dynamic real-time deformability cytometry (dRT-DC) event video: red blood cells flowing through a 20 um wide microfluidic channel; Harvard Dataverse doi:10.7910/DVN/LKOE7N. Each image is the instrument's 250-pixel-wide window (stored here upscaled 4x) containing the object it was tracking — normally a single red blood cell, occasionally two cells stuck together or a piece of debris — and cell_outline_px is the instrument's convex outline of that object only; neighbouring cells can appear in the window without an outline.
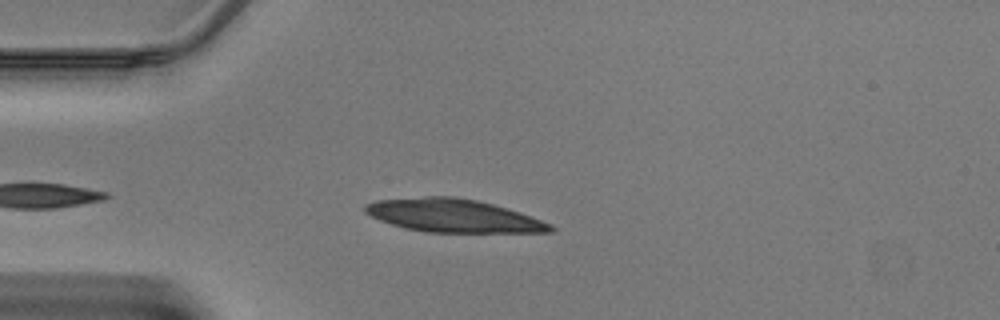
{"species": "Egyptian fruit bat (a non-hibernating species)", "species_latin": "Rousettus aegyptiacus", "temperature_condition": "warm", "stored_images_in_passage": 36, "camera_frame_rate_fps": 3000, "um_per_image_px": 0.085, "animal": {"sex": "male"}, "frame": {"image": 1, "passage_image": 5, "time_ms": 1.333, "image_size_px": [1000, 320], "cell_outline_px": [[556, 228], [552, 232], [428, 232], [404, 228], [380, 220], [364, 212], [364, 204], [376, 200], [424, 196], [456, 196], [476, 200], [492, 204], [520, 212], [552, 224]], "centroid_in_image_um": [38.52, 18.32], "position_along_channel_um": 46.5, "area_um2": 35.72}}
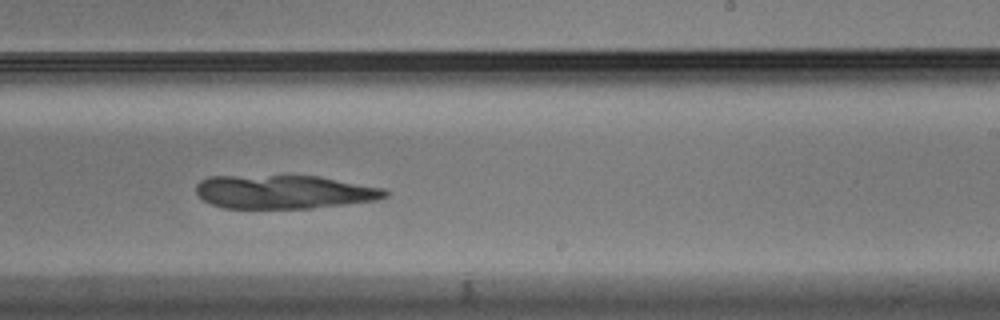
{"frame": {"image": 2, "passage_image": 21, "time_ms": 6.667, "image_size_px": [1000, 320], "cell_outline_px": [[388, 196], [380, 200], [312, 208], [224, 208], [212, 204], [204, 200], [196, 192], [196, 184], [200, 180], [208, 176], [320, 176], [384, 188], [388, 192]], "centroid_in_image_um": [24.17, 16.31], "position_along_channel_um": 264.8, "area_um2": 37.17}}
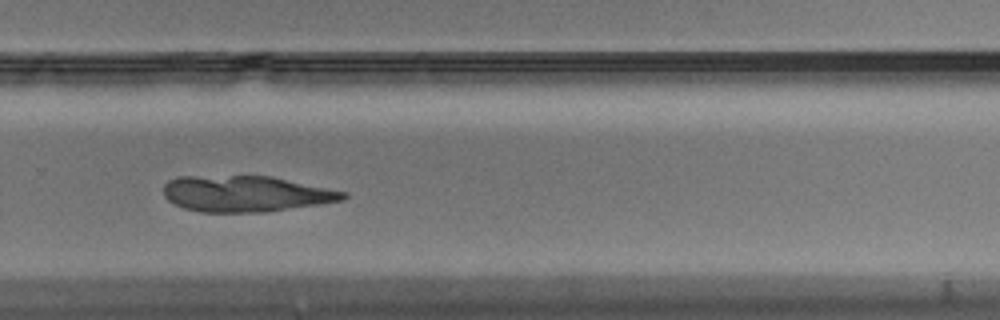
{"frame": {"image": 3, "passage_image": 24, "time_ms": 7.667, "image_size_px": [1000, 320], "cell_outline_px": [[348, 196], [344, 200], [320, 204], [264, 212], [200, 212], [184, 208], [168, 200], [164, 196], [164, 184], [168, 180], [176, 176], [272, 176], [348, 192]], "centroid_in_image_um": [20.9, 16.46], "position_along_channel_um": 308.9, "area_um2": 37.86}}